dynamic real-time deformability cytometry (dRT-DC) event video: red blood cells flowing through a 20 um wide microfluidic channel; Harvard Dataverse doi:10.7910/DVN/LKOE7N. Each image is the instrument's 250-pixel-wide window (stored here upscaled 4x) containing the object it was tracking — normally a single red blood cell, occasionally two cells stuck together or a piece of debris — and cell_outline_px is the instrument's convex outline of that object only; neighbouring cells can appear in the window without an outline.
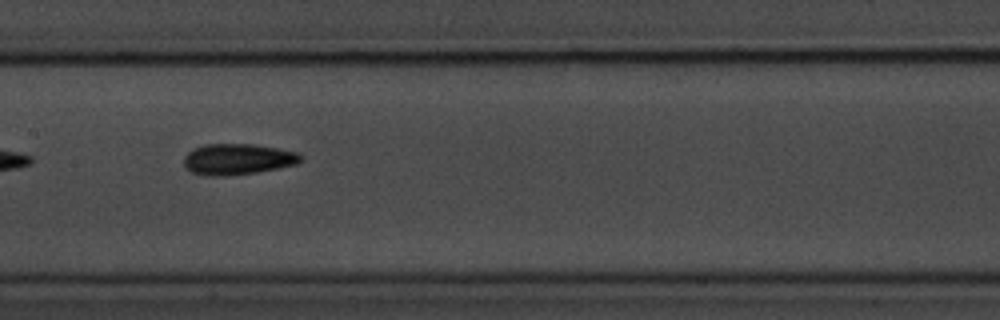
{"species": "common noctule bat (a hibernating species)", "species_latin": "Nyctalus noctula", "temperature_condition": "room temperature", "stored_images_in_passage": 11, "camera_frame_rate_fps": 3000, "um_per_image_px": 0.085, "animal": {"sex": "male", "body_mass_g": 20.1, "forearm_length_mm": 53.5}, "frame": {"image": 1, "passage_image": 4, "time_ms": 3.333, "image_size_px": [1000, 320], "cell_outline_px": [[304, 160], [296, 164], [256, 172], [228, 176], [212, 176], [192, 172], [184, 164], [184, 156], [192, 148], [204, 144], [252, 144], [300, 152], [304, 156]], "centroid_in_image_um": [20.23, 13.52], "position_along_channel_um": 187.2, "area_um2": 21.15}, "authors_computed_cell_mechanics": {"area_um2": 19.4208, "velocity_mm_per_s": 3.6154, "shape_relaxation_time_tau1_ms": 2.962, "shape_relaxation_time_tau2_ms": 3.671, "deformation_change_tau1": 0.1208, "deformation_change_tau2": 0.1098}}